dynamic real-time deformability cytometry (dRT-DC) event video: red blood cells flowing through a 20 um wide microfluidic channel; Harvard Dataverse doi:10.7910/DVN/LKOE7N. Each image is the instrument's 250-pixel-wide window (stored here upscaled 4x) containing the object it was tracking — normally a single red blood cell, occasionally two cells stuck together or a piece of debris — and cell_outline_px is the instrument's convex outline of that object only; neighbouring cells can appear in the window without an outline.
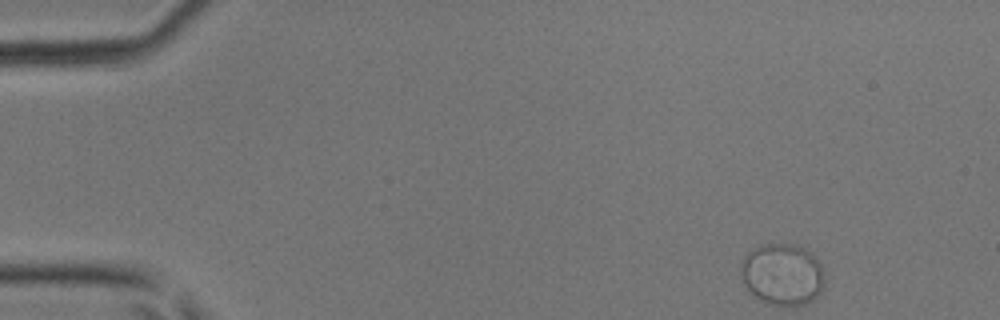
{"species": "common noctule bat (a hibernating species)", "species_latin": "Nyctalus noctula", "temperature_condition": "room temperature", "stored_images_in_passage": 40, "camera_frame_rate_fps": 3000, "um_per_image_px": 0.085, "animal": {"sex": "male", "body_mass_g": 17.9, "forearm_length_mm": 54.2}, "frame": {"image": 1, "passage_image": 1, "time_ms": 0.0, "image_size_px": [1000, 320], "cell_outline_px": [[824, 284], [820, 292], [808, 304], [772, 304], [756, 296], [744, 284], [740, 272], [740, 264], [744, 256], [748, 252], [760, 244], [796, 244], [804, 248], [816, 256], [824, 272]], "centroid_in_image_um": [66.52, 23.27], "position_along_channel_um": 18.5, "area_um2": 29.94}}
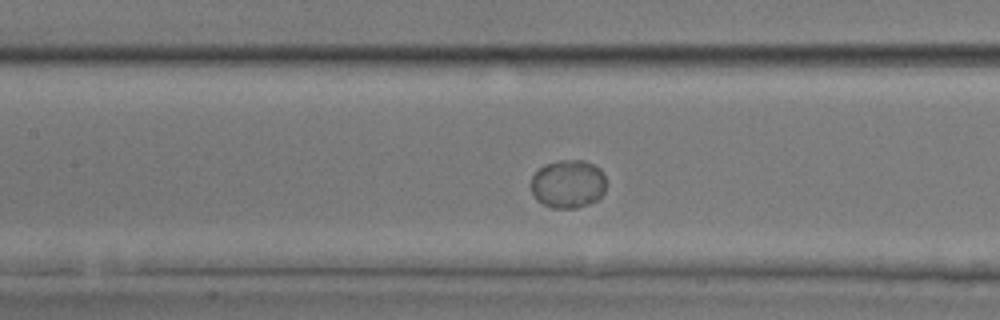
{"frame": {"image": 2, "passage_image": 17, "time_ms": 5.333, "image_size_px": [1000, 320], "cell_outline_px": [[608, 184], [604, 192], [596, 200], [588, 204], [576, 208], [552, 208], [536, 200], [532, 192], [532, 176], [544, 164], [560, 160], [584, 160], [600, 168]], "centroid_in_image_um": [48.3, 15.63], "position_along_channel_um": 159.1, "area_um2": 21.27}}
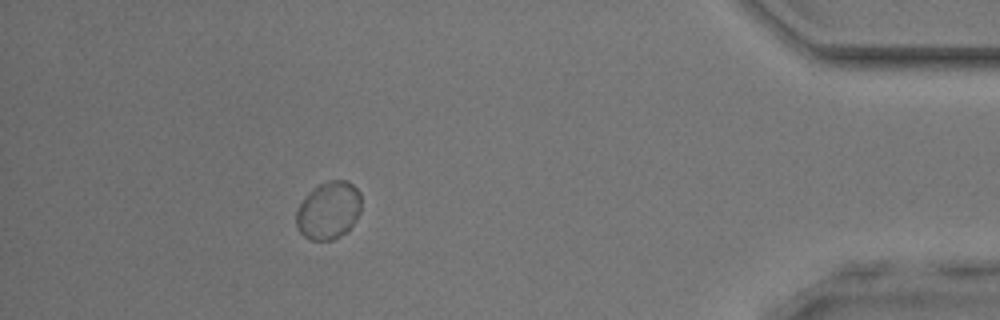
{"frame": {"image": 3, "passage_image": 36, "time_ms": 11.667, "image_size_px": [1000, 320], "cell_outline_px": [[360, 212], [348, 232], [332, 240], [312, 240], [304, 236], [296, 228], [296, 212], [300, 204], [320, 184], [328, 180], [344, 180], [352, 184], [360, 192]], "centroid_in_image_um": [27.95, 17.91], "position_along_channel_um": 407.3, "area_um2": 21.62}}